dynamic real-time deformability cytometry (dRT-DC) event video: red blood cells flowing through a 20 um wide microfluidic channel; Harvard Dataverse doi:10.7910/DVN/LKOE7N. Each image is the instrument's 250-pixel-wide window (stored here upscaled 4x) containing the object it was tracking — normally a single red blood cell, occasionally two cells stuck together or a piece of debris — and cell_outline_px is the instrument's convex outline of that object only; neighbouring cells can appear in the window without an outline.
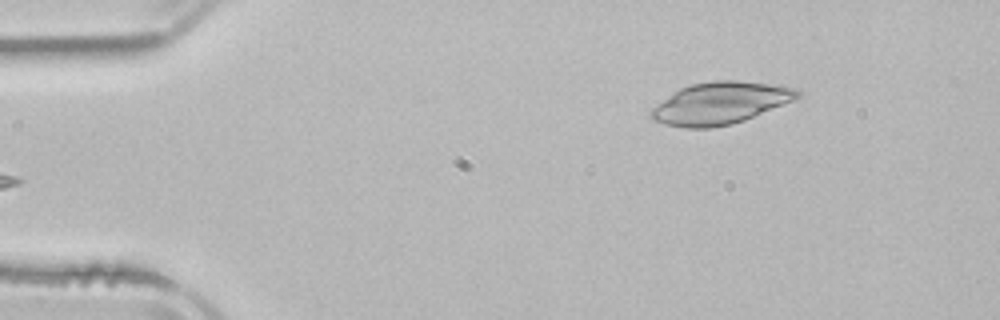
{"species": "common noctule bat (a hibernating species)", "species_latin": "Nyctalus noctula", "temperature_condition": "room temperature", "stored_images_in_passage": 3, "camera_frame_rate_fps": 3000, "um_per_image_px": 0.085, "animal": {"sex": "male", "body_mass_g": 21.5, "forearm_length_mm": 52.0}, "frame": {"image": 1, "passage_image": 3, "time_ms": 2.667, "image_size_px": [1000, 320], "cell_outline_px": [[800, 96], [792, 100], [744, 120], [732, 124], [712, 128], [684, 128], [664, 124], [652, 120], [648, 116], [648, 112], [652, 108], [680, 88], [692, 84], [712, 80], [740, 80], [796, 88], [800, 92]], "centroid_in_image_um": [61.16, 8.77], "position_along_channel_um": 23.8, "area_um2": 35.6}}